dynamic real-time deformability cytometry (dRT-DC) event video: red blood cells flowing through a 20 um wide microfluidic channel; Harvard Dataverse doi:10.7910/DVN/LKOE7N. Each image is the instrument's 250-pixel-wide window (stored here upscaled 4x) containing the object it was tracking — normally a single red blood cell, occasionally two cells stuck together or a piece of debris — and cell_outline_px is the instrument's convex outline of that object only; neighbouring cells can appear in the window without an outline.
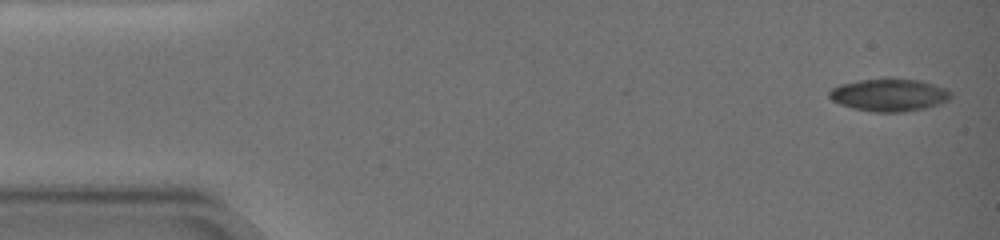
{"species": "common noctule bat (a hibernating species)", "species_latin": "Nyctalus noctula", "temperature_condition": "warm", "stored_images_in_passage": 40, "camera_frame_rate_fps": 3000, "um_per_image_px": 0.085, "animal": {"sex": "female", "body_mass_g": 19.0, "forearm_length_mm": 51.5}, "frame": {"image": 1, "passage_image": 1, "time_ms": 0.0, "image_size_px": [1000, 240], "cell_outline_px": [[952, 96], [948, 100], [940, 104], [924, 108], [904, 112], [872, 112], [852, 108], [840, 104], [832, 100], [828, 96], [828, 92], [832, 88], [840, 84], [860, 80], [884, 76], [892, 76], [920, 80], [944, 88], [952, 92]], "centroid_in_image_um": [75.57, 8.04], "position_along_channel_um": 9.4, "area_um2": 23.7}}
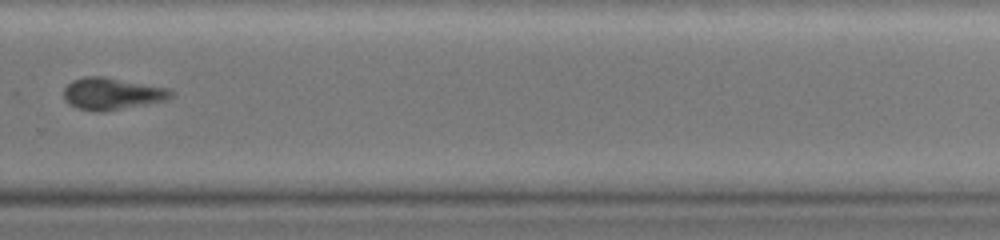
{"frame": {"image": 2, "passage_image": 29, "time_ms": 14.0, "image_size_px": [1000, 240], "cell_outline_px": [[176, 92], [172, 96], [164, 100], [144, 104], [100, 112], [96, 112], [76, 108], [64, 100], [64, 88], [72, 80], [84, 76], [104, 76], [172, 88]], "centroid_in_image_um": [9.53, 7.94], "position_along_channel_um": 320.3, "area_um2": 20.11}}
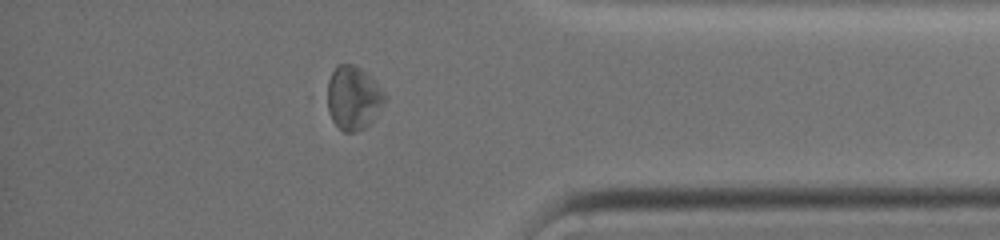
{"frame": {"image": 3, "passage_image": 35, "time_ms": 17.0, "image_size_px": [1000, 240], "cell_outline_px": [[384, 104], [372, 120], [364, 128], [356, 132], [344, 132], [332, 120], [328, 108], [328, 80], [336, 64], [352, 64], [360, 68], [376, 80], [384, 92]], "centroid_in_image_um": [30.03, 8.3], "position_along_channel_um": 405.2, "area_um2": 21.15}, "authors_computed_cell_mechanics": {"area_um2": 21.9062, "velocity_mm_per_s": 3.1449, "shape_relaxation_time_tau1_ms": null, "shape_relaxation_time_tau2_ms": 2.9424, "deformation_change_tau1": null, "deformation_change_tau2": 0.1015}}